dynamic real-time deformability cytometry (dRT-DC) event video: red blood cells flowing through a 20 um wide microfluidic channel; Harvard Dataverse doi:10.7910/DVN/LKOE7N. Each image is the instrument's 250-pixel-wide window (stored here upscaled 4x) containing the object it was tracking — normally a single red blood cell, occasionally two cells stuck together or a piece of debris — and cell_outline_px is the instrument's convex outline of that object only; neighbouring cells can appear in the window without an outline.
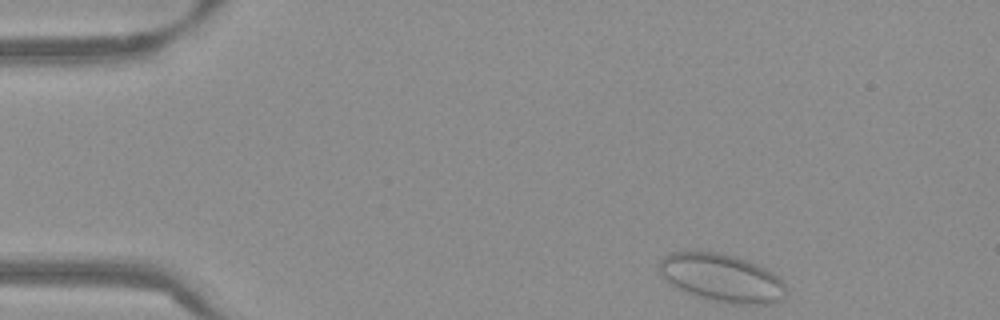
{"species": "Egyptian fruit bat (a non-hibernating species)", "species_latin": "Rousettus aegyptiacus", "temperature_condition": "warm", "stored_images_in_passage": 47, "camera_frame_rate_fps": 3000, "um_per_image_px": 0.085, "frame": {"image": 1, "passage_image": 1, "time_ms": 0.0, "image_size_px": [1000, 320], "cell_outline_px": [[784, 296], [780, 300], [772, 304], [732, 304], [704, 300], [684, 292], [676, 288], [660, 272], [660, 260], [664, 256], [672, 252], [716, 252], [736, 256], [756, 264], [772, 272], [784, 284]], "centroid_in_image_um": [61.34, 23.64], "position_along_channel_um": 23.7, "area_um2": 35.32}}
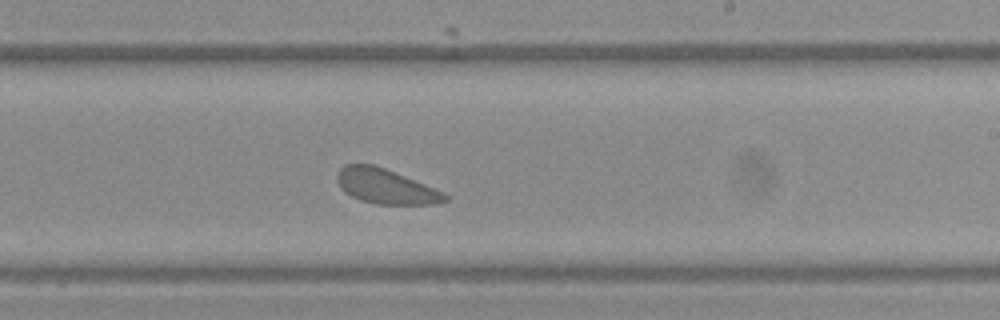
{"frame": {"image": 2, "passage_image": 26, "time_ms": 8.333, "image_size_px": [1000, 320], "cell_outline_px": [[448, 200], [432, 204], [376, 204], [360, 200], [344, 192], [340, 188], [336, 180], [336, 172], [344, 164], [372, 164], [384, 168], [444, 192], [448, 196]], "centroid_in_image_um": [32.72, 15.84], "position_along_channel_um": 256.3, "area_um2": 21.79}}
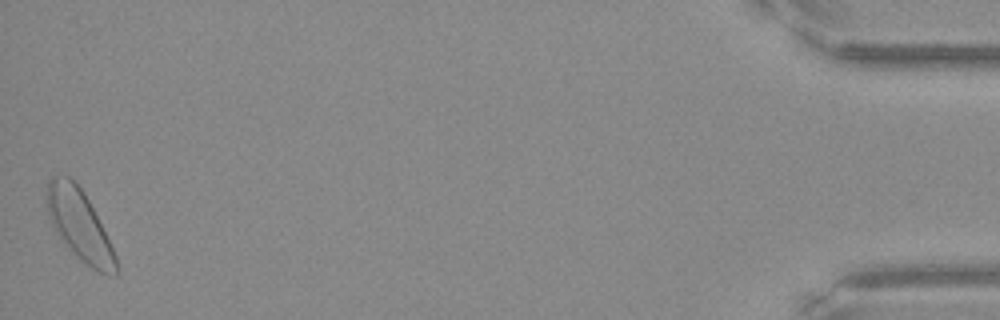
{"frame": {"image": 3, "passage_image": 47, "time_ms": 15.333, "image_size_px": [1000, 320], "cell_outline_px": [[120, 272], [116, 276], [108, 276], [96, 272], [80, 260], [64, 244], [56, 232], [48, 216], [44, 196], [44, 192], [48, 180], [52, 176], [68, 176], [84, 192], [116, 256], [120, 268]], "centroid_in_image_um": [6.73, 19.17], "position_along_channel_um": 428.5, "area_um2": 28.67}, "authors_computed_cell_mechanics": {"area_um2": 23.9292, "velocity_mm_per_s": 3.7661, "shape_relaxation_time_tau1_ms": null, "shape_relaxation_time_tau2_ms": 7.7736, "deformation_change_tau1": null, "deformation_change_tau2": 0.1323}}